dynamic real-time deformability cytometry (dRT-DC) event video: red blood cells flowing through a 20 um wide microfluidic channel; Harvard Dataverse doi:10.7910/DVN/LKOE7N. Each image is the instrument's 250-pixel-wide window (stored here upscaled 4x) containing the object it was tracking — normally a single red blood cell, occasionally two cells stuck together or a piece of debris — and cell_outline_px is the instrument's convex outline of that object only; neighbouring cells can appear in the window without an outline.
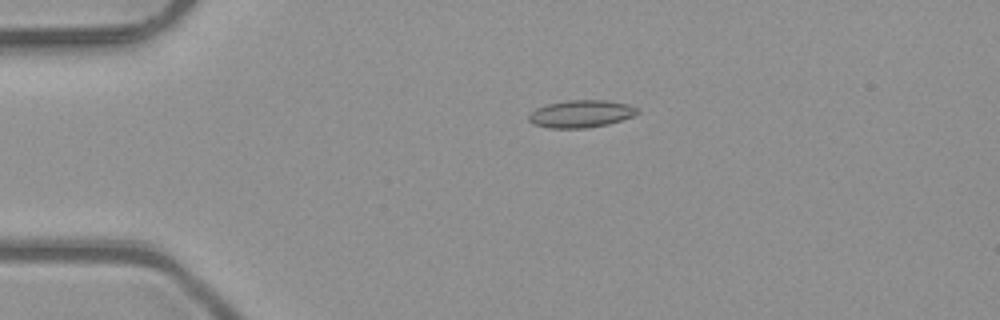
{"species": "common noctule bat (a hibernating species)", "species_latin": "Nyctalus noctula", "temperature_condition": "room temperature", "stored_images_in_passage": 3, "camera_frame_rate_fps": 3000, "um_per_image_px": 0.085, "animal": {"sex": "male", "body_mass_g": 23.1, "forearm_length_mm": 52.7}, "frame": {"image": 1, "passage_image": 2, "time_ms": 0.333, "image_size_px": [1000, 320], "cell_outline_px": [[640, 112], [632, 116], [608, 124], [588, 128], [548, 128], [532, 124], [528, 120], [528, 116], [536, 108], [548, 104], [568, 100], [604, 100], [628, 104], [640, 108]], "centroid_in_image_um": [49.39, 9.68], "position_along_channel_um": 35.6, "area_um2": 17.4}}